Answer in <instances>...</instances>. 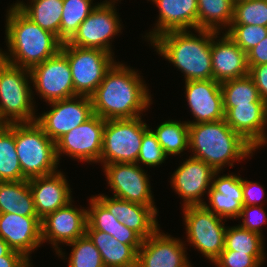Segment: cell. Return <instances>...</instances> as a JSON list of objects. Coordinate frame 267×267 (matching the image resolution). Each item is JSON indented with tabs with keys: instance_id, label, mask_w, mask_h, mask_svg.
I'll use <instances>...</instances> for the list:
<instances>
[{
	"instance_id": "6",
	"label": "cell",
	"mask_w": 267,
	"mask_h": 267,
	"mask_svg": "<svg viewBox=\"0 0 267 267\" xmlns=\"http://www.w3.org/2000/svg\"><path fill=\"white\" fill-rule=\"evenodd\" d=\"M29 83H32L30 70L0 58V121L3 124L36 121Z\"/></svg>"
},
{
	"instance_id": "15",
	"label": "cell",
	"mask_w": 267,
	"mask_h": 267,
	"mask_svg": "<svg viewBox=\"0 0 267 267\" xmlns=\"http://www.w3.org/2000/svg\"><path fill=\"white\" fill-rule=\"evenodd\" d=\"M72 202L73 200L41 220L42 243L49 241L57 255L61 257L65 253L58 247L60 243H65L67 246L77 238L86 235L87 210L74 208Z\"/></svg>"
},
{
	"instance_id": "16",
	"label": "cell",
	"mask_w": 267,
	"mask_h": 267,
	"mask_svg": "<svg viewBox=\"0 0 267 267\" xmlns=\"http://www.w3.org/2000/svg\"><path fill=\"white\" fill-rule=\"evenodd\" d=\"M215 172L206 162L192 155L183 161L170 177L171 186L184 200L182 208L204 205L205 202L201 197L206 192L208 195Z\"/></svg>"
},
{
	"instance_id": "11",
	"label": "cell",
	"mask_w": 267,
	"mask_h": 267,
	"mask_svg": "<svg viewBox=\"0 0 267 267\" xmlns=\"http://www.w3.org/2000/svg\"><path fill=\"white\" fill-rule=\"evenodd\" d=\"M30 74L33 87L46 103L78 96L67 56L61 50L33 67Z\"/></svg>"
},
{
	"instance_id": "4",
	"label": "cell",
	"mask_w": 267,
	"mask_h": 267,
	"mask_svg": "<svg viewBox=\"0 0 267 267\" xmlns=\"http://www.w3.org/2000/svg\"><path fill=\"white\" fill-rule=\"evenodd\" d=\"M189 148L192 157L203 160L215 171H222L225 165L232 167L235 161L252 156L256 150L224 119L189 124Z\"/></svg>"
},
{
	"instance_id": "40",
	"label": "cell",
	"mask_w": 267,
	"mask_h": 267,
	"mask_svg": "<svg viewBox=\"0 0 267 267\" xmlns=\"http://www.w3.org/2000/svg\"><path fill=\"white\" fill-rule=\"evenodd\" d=\"M217 267H260L261 265L249 254L233 250H223L213 261Z\"/></svg>"
},
{
	"instance_id": "21",
	"label": "cell",
	"mask_w": 267,
	"mask_h": 267,
	"mask_svg": "<svg viewBox=\"0 0 267 267\" xmlns=\"http://www.w3.org/2000/svg\"><path fill=\"white\" fill-rule=\"evenodd\" d=\"M217 35L221 34L212 31L213 79L222 83L249 75L246 53L226 33Z\"/></svg>"
},
{
	"instance_id": "3",
	"label": "cell",
	"mask_w": 267,
	"mask_h": 267,
	"mask_svg": "<svg viewBox=\"0 0 267 267\" xmlns=\"http://www.w3.org/2000/svg\"><path fill=\"white\" fill-rule=\"evenodd\" d=\"M167 31L151 41L158 54L184 73L185 82L213 79L212 31L197 29Z\"/></svg>"
},
{
	"instance_id": "24",
	"label": "cell",
	"mask_w": 267,
	"mask_h": 267,
	"mask_svg": "<svg viewBox=\"0 0 267 267\" xmlns=\"http://www.w3.org/2000/svg\"><path fill=\"white\" fill-rule=\"evenodd\" d=\"M216 171L210 190L208 191L209 204L204 206L215 215L227 218H239L243 207L242 178L236 174L222 175Z\"/></svg>"
},
{
	"instance_id": "43",
	"label": "cell",
	"mask_w": 267,
	"mask_h": 267,
	"mask_svg": "<svg viewBox=\"0 0 267 267\" xmlns=\"http://www.w3.org/2000/svg\"><path fill=\"white\" fill-rule=\"evenodd\" d=\"M248 67L249 76L253 79L261 99L267 104V64Z\"/></svg>"
},
{
	"instance_id": "12",
	"label": "cell",
	"mask_w": 267,
	"mask_h": 267,
	"mask_svg": "<svg viewBox=\"0 0 267 267\" xmlns=\"http://www.w3.org/2000/svg\"><path fill=\"white\" fill-rule=\"evenodd\" d=\"M105 121L99 115L94 114L87 121L60 137L55 142L58 161L62 154H66L87 163L100 162Z\"/></svg>"
},
{
	"instance_id": "2",
	"label": "cell",
	"mask_w": 267,
	"mask_h": 267,
	"mask_svg": "<svg viewBox=\"0 0 267 267\" xmlns=\"http://www.w3.org/2000/svg\"><path fill=\"white\" fill-rule=\"evenodd\" d=\"M7 12L5 38L8 53L0 49L1 59L31 70L61 50L63 42L56 35L40 28L16 6L11 5Z\"/></svg>"
},
{
	"instance_id": "38",
	"label": "cell",
	"mask_w": 267,
	"mask_h": 267,
	"mask_svg": "<svg viewBox=\"0 0 267 267\" xmlns=\"http://www.w3.org/2000/svg\"><path fill=\"white\" fill-rule=\"evenodd\" d=\"M227 30L225 33L245 53L267 37V27L258 25H231Z\"/></svg>"
},
{
	"instance_id": "7",
	"label": "cell",
	"mask_w": 267,
	"mask_h": 267,
	"mask_svg": "<svg viewBox=\"0 0 267 267\" xmlns=\"http://www.w3.org/2000/svg\"><path fill=\"white\" fill-rule=\"evenodd\" d=\"M142 117L106 120L100 162L136 163L143 134L149 129Z\"/></svg>"
},
{
	"instance_id": "25",
	"label": "cell",
	"mask_w": 267,
	"mask_h": 267,
	"mask_svg": "<svg viewBox=\"0 0 267 267\" xmlns=\"http://www.w3.org/2000/svg\"><path fill=\"white\" fill-rule=\"evenodd\" d=\"M149 1V0H148ZM159 8V19L153 31L144 37L151 42L160 34L173 30L198 29L197 0H151Z\"/></svg>"
},
{
	"instance_id": "34",
	"label": "cell",
	"mask_w": 267,
	"mask_h": 267,
	"mask_svg": "<svg viewBox=\"0 0 267 267\" xmlns=\"http://www.w3.org/2000/svg\"><path fill=\"white\" fill-rule=\"evenodd\" d=\"M223 107L250 105V103H265L256 88L253 79L247 75L221 83Z\"/></svg>"
},
{
	"instance_id": "1",
	"label": "cell",
	"mask_w": 267,
	"mask_h": 267,
	"mask_svg": "<svg viewBox=\"0 0 267 267\" xmlns=\"http://www.w3.org/2000/svg\"><path fill=\"white\" fill-rule=\"evenodd\" d=\"M137 72L115 62L90 96L94 114L105 120L130 119L148 110L152 98Z\"/></svg>"
},
{
	"instance_id": "26",
	"label": "cell",
	"mask_w": 267,
	"mask_h": 267,
	"mask_svg": "<svg viewBox=\"0 0 267 267\" xmlns=\"http://www.w3.org/2000/svg\"><path fill=\"white\" fill-rule=\"evenodd\" d=\"M89 204L86 230L106 232L121 243L130 245L136 252L139 250L143 239L135 231L120 223L95 196L90 198Z\"/></svg>"
},
{
	"instance_id": "44",
	"label": "cell",
	"mask_w": 267,
	"mask_h": 267,
	"mask_svg": "<svg viewBox=\"0 0 267 267\" xmlns=\"http://www.w3.org/2000/svg\"><path fill=\"white\" fill-rule=\"evenodd\" d=\"M248 66L267 64V37L247 53Z\"/></svg>"
},
{
	"instance_id": "37",
	"label": "cell",
	"mask_w": 267,
	"mask_h": 267,
	"mask_svg": "<svg viewBox=\"0 0 267 267\" xmlns=\"http://www.w3.org/2000/svg\"><path fill=\"white\" fill-rule=\"evenodd\" d=\"M231 25L267 27V0H246L234 3Z\"/></svg>"
},
{
	"instance_id": "14",
	"label": "cell",
	"mask_w": 267,
	"mask_h": 267,
	"mask_svg": "<svg viewBox=\"0 0 267 267\" xmlns=\"http://www.w3.org/2000/svg\"><path fill=\"white\" fill-rule=\"evenodd\" d=\"M113 197L141 205H155L148 175L137 163H112L103 166Z\"/></svg>"
},
{
	"instance_id": "27",
	"label": "cell",
	"mask_w": 267,
	"mask_h": 267,
	"mask_svg": "<svg viewBox=\"0 0 267 267\" xmlns=\"http://www.w3.org/2000/svg\"><path fill=\"white\" fill-rule=\"evenodd\" d=\"M86 235L99 250L105 267H137V252L130 245L99 230H86Z\"/></svg>"
},
{
	"instance_id": "46",
	"label": "cell",
	"mask_w": 267,
	"mask_h": 267,
	"mask_svg": "<svg viewBox=\"0 0 267 267\" xmlns=\"http://www.w3.org/2000/svg\"><path fill=\"white\" fill-rule=\"evenodd\" d=\"M12 248L0 237V256L7 255Z\"/></svg>"
},
{
	"instance_id": "39",
	"label": "cell",
	"mask_w": 267,
	"mask_h": 267,
	"mask_svg": "<svg viewBox=\"0 0 267 267\" xmlns=\"http://www.w3.org/2000/svg\"><path fill=\"white\" fill-rule=\"evenodd\" d=\"M163 148L159 144L156 135L152 129H148L144 134L141 142L140 151L136 163L141 166L156 167L161 165L167 159Z\"/></svg>"
},
{
	"instance_id": "48",
	"label": "cell",
	"mask_w": 267,
	"mask_h": 267,
	"mask_svg": "<svg viewBox=\"0 0 267 267\" xmlns=\"http://www.w3.org/2000/svg\"><path fill=\"white\" fill-rule=\"evenodd\" d=\"M116 1H118V0H109V2H115V3H116Z\"/></svg>"
},
{
	"instance_id": "29",
	"label": "cell",
	"mask_w": 267,
	"mask_h": 267,
	"mask_svg": "<svg viewBox=\"0 0 267 267\" xmlns=\"http://www.w3.org/2000/svg\"><path fill=\"white\" fill-rule=\"evenodd\" d=\"M13 6H16L40 28L51 32L60 39L63 0H30V5L18 1Z\"/></svg>"
},
{
	"instance_id": "47",
	"label": "cell",
	"mask_w": 267,
	"mask_h": 267,
	"mask_svg": "<svg viewBox=\"0 0 267 267\" xmlns=\"http://www.w3.org/2000/svg\"><path fill=\"white\" fill-rule=\"evenodd\" d=\"M234 1V3H236V2H239V1H246V0H233Z\"/></svg>"
},
{
	"instance_id": "41",
	"label": "cell",
	"mask_w": 267,
	"mask_h": 267,
	"mask_svg": "<svg viewBox=\"0 0 267 267\" xmlns=\"http://www.w3.org/2000/svg\"><path fill=\"white\" fill-rule=\"evenodd\" d=\"M267 215L260 205L243 206L239 218L243 219L240 226L262 235L261 225L267 220Z\"/></svg>"
},
{
	"instance_id": "42",
	"label": "cell",
	"mask_w": 267,
	"mask_h": 267,
	"mask_svg": "<svg viewBox=\"0 0 267 267\" xmlns=\"http://www.w3.org/2000/svg\"><path fill=\"white\" fill-rule=\"evenodd\" d=\"M243 206L262 205L261 199L264 197V188L257 182L248 181L242 178ZM260 200V201H259ZM259 201V203H258Z\"/></svg>"
},
{
	"instance_id": "28",
	"label": "cell",
	"mask_w": 267,
	"mask_h": 267,
	"mask_svg": "<svg viewBox=\"0 0 267 267\" xmlns=\"http://www.w3.org/2000/svg\"><path fill=\"white\" fill-rule=\"evenodd\" d=\"M0 213L37 216L28 180L0 182Z\"/></svg>"
},
{
	"instance_id": "8",
	"label": "cell",
	"mask_w": 267,
	"mask_h": 267,
	"mask_svg": "<svg viewBox=\"0 0 267 267\" xmlns=\"http://www.w3.org/2000/svg\"><path fill=\"white\" fill-rule=\"evenodd\" d=\"M61 51L67 56L78 96L90 97L115 63L111 53L100 49L80 48L64 42Z\"/></svg>"
},
{
	"instance_id": "32",
	"label": "cell",
	"mask_w": 267,
	"mask_h": 267,
	"mask_svg": "<svg viewBox=\"0 0 267 267\" xmlns=\"http://www.w3.org/2000/svg\"><path fill=\"white\" fill-rule=\"evenodd\" d=\"M263 239V235L242 228L240 225L227 227L224 250H233L249 254L262 265L266 258V255H264Z\"/></svg>"
},
{
	"instance_id": "33",
	"label": "cell",
	"mask_w": 267,
	"mask_h": 267,
	"mask_svg": "<svg viewBox=\"0 0 267 267\" xmlns=\"http://www.w3.org/2000/svg\"><path fill=\"white\" fill-rule=\"evenodd\" d=\"M152 131L167 156H175L189 149V124L186 121L168 120Z\"/></svg>"
},
{
	"instance_id": "22",
	"label": "cell",
	"mask_w": 267,
	"mask_h": 267,
	"mask_svg": "<svg viewBox=\"0 0 267 267\" xmlns=\"http://www.w3.org/2000/svg\"><path fill=\"white\" fill-rule=\"evenodd\" d=\"M117 220L135 231L143 240L159 227L155 205H141L106 195L95 196Z\"/></svg>"
},
{
	"instance_id": "17",
	"label": "cell",
	"mask_w": 267,
	"mask_h": 267,
	"mask_svg": "<svg viewBox=\"0 0 267 267\" xmlns=\"http://www.w3.org/2000/svg\"><path fill=\"white\" fill-rule=\"evenodd\" d=\"M181 239L171 237L158 228L143 240L137 251V267H192Z\"/></svg>"
},
{
	"instance_id": "5",
	"label": "cell",
	"mask_w": 267,
	"mask_h": 267,
	"mask_svg": "<svg viewBox=\"0 0 267 267\" xmlns=\"http://www.w3.org/2000/svg\"><path fill=\"white\" fill-rule=\"evenodd\" d=\"M14 136L21 170L27 180L58 171L55 142L36 121L14 123Z\"/></svg>"
},
{
	"instance_id": "9",
	"label": "cell",
	"mask_w": 267,
	"mask_h": 267,
	"mask_svg": "<svg viewBox=\"0 0 267 267\" xmlns=\"http://www.w3.org/2000/svg\"><path fill=\"white\" fill-rule=\"evenodd\" d=\"M187 242L213 262L224 250L225 232L223 218L204 205L183 208Z\"/></svg>"
},
{
	"instance_id": "19",
	"label": "cell",
	"mask_w": 267,
	"mask_h": 267,
	"mask_svg": "<svg viewBox=\"0 0 267 267\" xmlns=\"http://www.w3.org/2000/svg\"><path fill=\"white\" fill-rule=\"evenodd\" d=\"M224 120L255 149L267 144V104L250 103L223 107Z\"/></svg>"
},
{
	"instance_id": "36",
	"label": "cell",
	"mask_w": 267,
	"mask_h": 267,
	"mask_svg": "<svg viewBox=\"0 0 267 267\" xmlns=\"http://www.w3.org/2000/svg\"><path fill=\"white\" fill-rule=\"evenodd\" d=\"M72 246L68 258V267H105L99 250L85 235L67 244Z\"/></svg>"
},
{
	"instance_id": "10",
	"label": "cell",
	"mask_w": 267,
	"mask_h": 267,
	"mask_svg": "<svg viewBox=\"0 0 267 267\" xmlns=\"http://www.w3.org/2000/svg\"><path fill=\"white\" fill-rule=\"evenodd\" d=\"M115 7V3L108 0L97 3L68 43L80 48L100 49L114 55L110 39L121 33L122 25Z\"/></svg>"
},
{
	"instance_id": "18",
	"label": "cell",
	"mask_w": 267,
	"mask_h": 267,
	"mask_svg": "<svg viewBox=\"0 0 267 267\" xmlns=\"http://www.w3.org/2000/svg\"><path fill=\"white\" fill-rule=\"evenodd\" d=\"M185 94L194 120L188 124L214 122L224 119L221 83L214 79L185 82Z\"/></svg>"
},
{
	"instance_id": "20",
	"label": "cell",
	"mask_w": 267,
	"mask_h": 267,
	"mask_svg": "<svg viewBox=\"0 0 267 267\" xmlns=\"http://www.w3.org/2000/svg\"><path fill=\"white\" fill-rule=\"evenodd\" d=\"M0 237L26 258L40 245L41 220L38 216H22L15 213H0Z\"/></svg>"
},
{
	"instance_id": "31",
	"label": "cell",
	"mask_w": 267,
	"mask_h": 267,
	"mask_svg": "<svg viewBox=\"0 0 267 267\" xmlns=\"http://www.w3.org/2000/svg\"><path fill=\"white\" fill-rule=\"evenodd\" d=\"M27 180L16 153L14 123L0 126V182Z\"/></svg>"
},
{
	"instance_id": "35",
	"label": "cell",
	"mask_w": 267,
	"mask_h": 267,
	"mask_svg": "<svg viewBox=\"0 0 267 267\" xmlns=\"http://www.w3.org/2000/svg\"><path fill=\"white\" fill-rule=\"evenodd\" d=\"M93 0H63V12L60 25V40L68 42L78 31L79 25L90 15Z\"/></svg>"
},
{
	"instance_id": "30",
	"label": "cell",
	"mask_w": 267,
	"mask_h": 267,
	"mask_svg": "<svg viewBox=\"0 0 267 267\" xmlns=\"http://www.w3.org/2000/svg\"><path fill=\"white\" fill-rule=\"evenodd\" d=\"M198 29L220 33L230 27L234 16L233 0H197ZM223 26V27H221Z\"/></svg>"
},
{
	"instance_id": "23",
	"label": "cell",
	"mask_w": 267,
	"mask_h": 267,
	"mask_svg": "<svg viewBox=\"0 0 267 267\" xmlns=\"http://www.w3.org/2000/svg\"><path fill=\"white\" fill-rule=\"evenodd\" d=\"M28 181L34 198L35 211L40 220L72 201L68 180L59 170Z\"/></svg>"
},
{
	"instance_id": "13",
	"label": "cell",
	"mask_w": 267,
	"mask_h": 267,
	"mask_svg": "<svg viewBox=\"0 0 267 267\" xmlns=\"http://www.w3.org/2000/svg\"><path fill=\"white\" fill-rule=\"evenodd\" d=\"M48 104L52 109L39 115L36 122L54 142L94 115L88 96H75Z\"/></svg>"
},
{
	"instance_id": "45",
	"label": "cell",
	"mask_w": 267,
	"mask_h": 267,
	"mask_svg": "<svg viewBox=\"0 0 267 267\" xmlns=\"http://www.w3.org/2000/svg\"><path fill=\"white\" fill-rule=\"evenodd\" d=\"M0 267H32V265L30 259L12 249L7 255L0 256Z\"/></svg>"
}]
</instances>
